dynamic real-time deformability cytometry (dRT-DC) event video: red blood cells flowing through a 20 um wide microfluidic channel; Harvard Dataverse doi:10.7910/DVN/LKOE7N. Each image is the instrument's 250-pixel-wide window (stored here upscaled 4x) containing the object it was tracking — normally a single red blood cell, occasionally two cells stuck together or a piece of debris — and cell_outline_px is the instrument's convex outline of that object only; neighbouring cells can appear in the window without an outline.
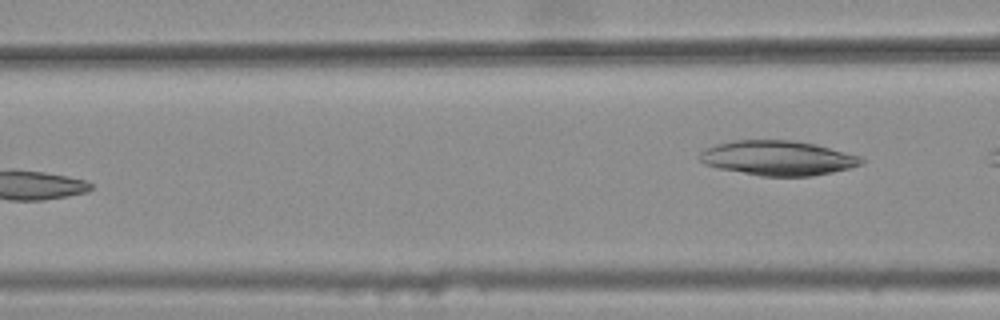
{"species": "common noctule bat (a hibernating species)", "species_latin": "Nyctalus noctula", "temperature_condition": "warm", "stored_images_in_passage": 6, "camera_frame_rate_fps": 3000, "um_per_image_px": 0.085, "animal": {"sex": "female", "body_mass_g": 25.1}, "frame": {"image": 1, "passage_image": 6, "time_ms": 1.667, "image_size_px": [1000, 320], "cell_outline_px": [[864, 160], [860, 164], [848, 168], [832, 172], [812, 176], [760, 176], [720, 168], [704, 164], [700, 160], [700, 152], [704, 148], [716, 144], [732, 140], [792, 140], [816, 144], [860, 156]], "centroid_in_image_um": [66.09, 13.42], "position_along_channel_um": 100.5, "area_um2": 32.6}}